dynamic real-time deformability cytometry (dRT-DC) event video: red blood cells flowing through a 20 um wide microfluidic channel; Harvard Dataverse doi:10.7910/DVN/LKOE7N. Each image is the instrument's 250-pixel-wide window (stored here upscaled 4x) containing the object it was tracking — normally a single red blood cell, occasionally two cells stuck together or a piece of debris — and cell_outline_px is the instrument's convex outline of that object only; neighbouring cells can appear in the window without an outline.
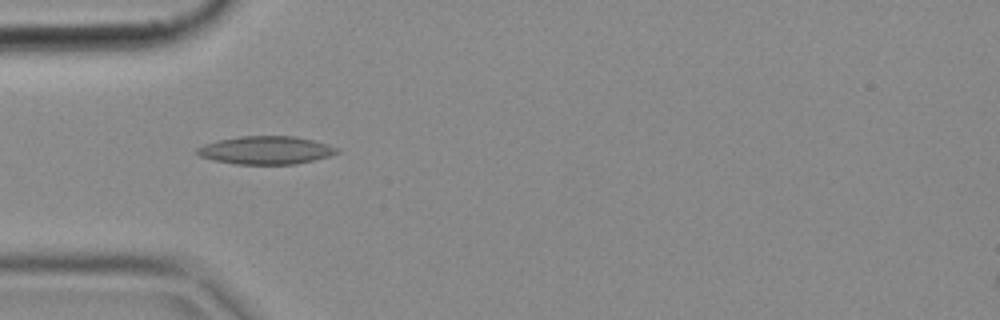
{"species": "common noctule bat (a hibernating species)", "species_latin": "Nyctalus noctula", "temperature_condition": "cold", "stored_images_in_passage": 7, "camera_frame_rate_fps": 3000, "um_per_image_px": 0.085, "animal": {"sex": "female", "body_mass_g": 18.4}, "frame": {"image": 1, "passage_image": 5, "time_ms": 1.333, "image_size_px": [1000, 320], "cell_outline_px": [[340, 152], [328, 156], [296, 164], [236, 164], [216, 160], [200, 156], [196, 152], [196, 148], [204, 144], [220, 140], [240, 136], [296, 136], [328, 144], [340, 148]], "centroid_in_image_um": [22.63, 12.76], "position_along_channel_um": 62.4, "area_um2": 22.72}}
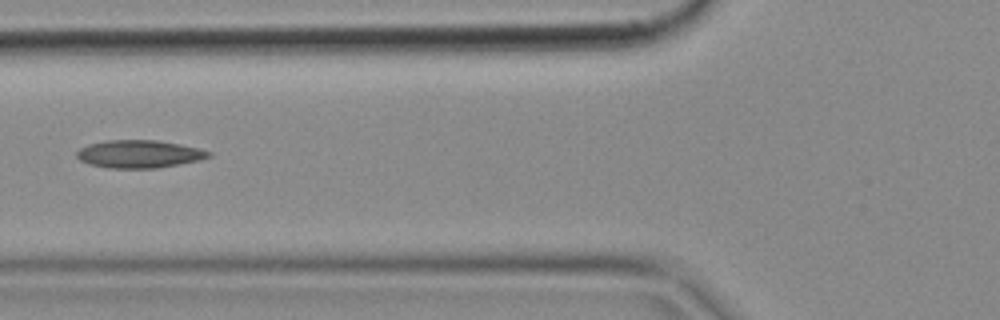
{"frame": {"image": 2, "passage_image": 6, "time_ms": 1.667, "image_size_px": [1000, 320], "cell_outline_px": [[212, 156], [200, 160], [156, 168], [108, 168], [88, 164], [80, 160], [76, 156], [76, 152], [80, 148], [88, 144], [104, 140], [156, 140], [180, 144], [212, 152]], "centroid_in_image_um": [11.8, 13.09], "position_along_channel_um": 114.0, "area_um2": 21.39}}
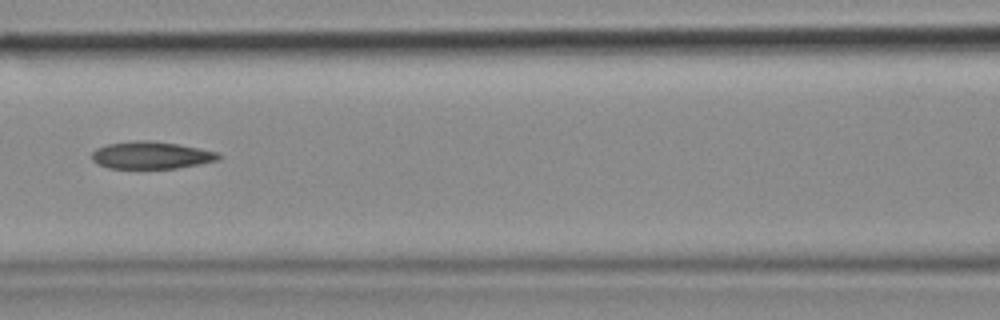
{"frame": {"image": 3, "passage_image": 7, "time_ms": 2.0, "image_size_px": [1000, 320], "cell_outline_px": [[224, 156], [216, 160], [176, 168], [108, 168], [96, 164], [92, 160], [92, 152], [96, 148], [108, 144], [136, 140], [148, 140], [176, 144], [216, 152]], "centroid_in_image_um": [12.78, 13.19], "position_along_channel_um": 153.8, "area_um2": 19.88}}